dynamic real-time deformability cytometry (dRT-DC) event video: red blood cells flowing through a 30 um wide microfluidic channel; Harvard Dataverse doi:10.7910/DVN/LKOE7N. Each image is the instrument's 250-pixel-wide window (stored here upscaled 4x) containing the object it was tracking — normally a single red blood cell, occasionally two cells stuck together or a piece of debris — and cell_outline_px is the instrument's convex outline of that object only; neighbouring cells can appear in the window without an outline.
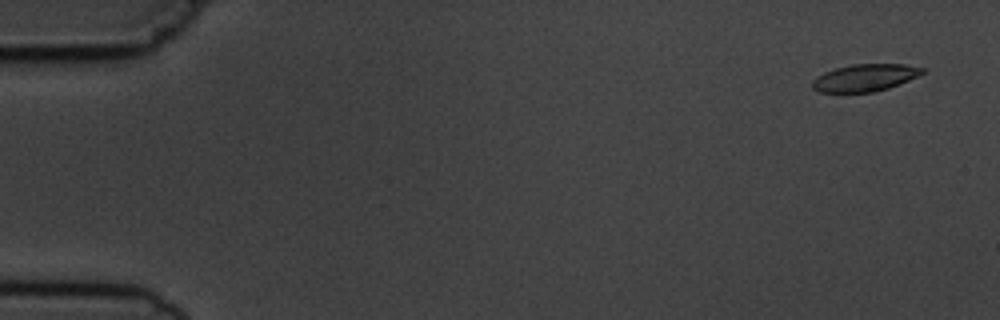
{"species": "common noctule bat (a hibernating species)", "species_latin": "Nyctalus noctula", "temperature_condition": "cold", "stored_images_in_passage": 5, "camera_frame_rate_fps": 3000, "um_per_image_px": 0.085, "animal": {"sex": "male", "body_mass_g": 19.5, "forearm_length_mm": 54.6}, "frame": {"image": 1, "passage_image": 1, "time_ms": 0.0, "image_size_px": [1000, 320], "cell_outline_px": [[924, 72], [900, 84], [888, 88], [872, 92], [820, 92], [812, 88], [812, 80], [816, 76], [824, 72], [836, 68], [852, 64], [904, 64], [924, 68]], "centroid_in_image_um": [73.48, 6.6], "position_along_channel_um": 11.5, "area_um2": 17.34}}
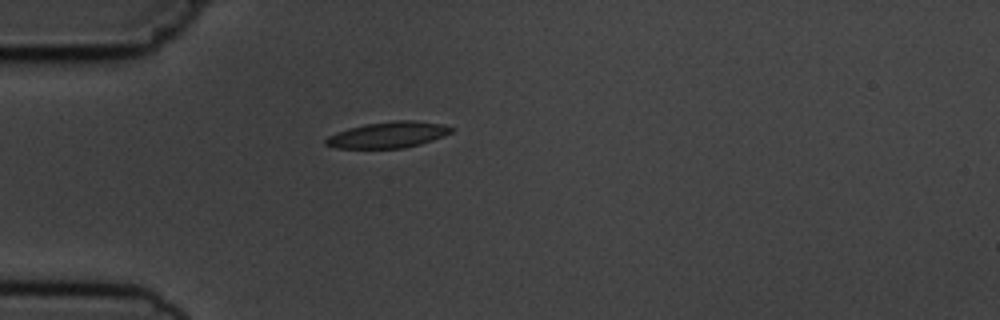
{"frame": {"image": 2, "passage_image": 4, "time_ms": 4.333, "image_size_px": [1000, 320], "cell_outline_px": [[452, 132], [444, 136], [420, 144], [404, 148], [336, 148], [324, 144], [324, 140], [328, 136], [336, 132], [348, 128], [364, 124], [392, 120], [412, 120], [444, 124], [452, 128]], "centroid_in_image_um": [32.96, 11.45], "position_along_channel_um": 52.0, "area_um2": 19.19}}